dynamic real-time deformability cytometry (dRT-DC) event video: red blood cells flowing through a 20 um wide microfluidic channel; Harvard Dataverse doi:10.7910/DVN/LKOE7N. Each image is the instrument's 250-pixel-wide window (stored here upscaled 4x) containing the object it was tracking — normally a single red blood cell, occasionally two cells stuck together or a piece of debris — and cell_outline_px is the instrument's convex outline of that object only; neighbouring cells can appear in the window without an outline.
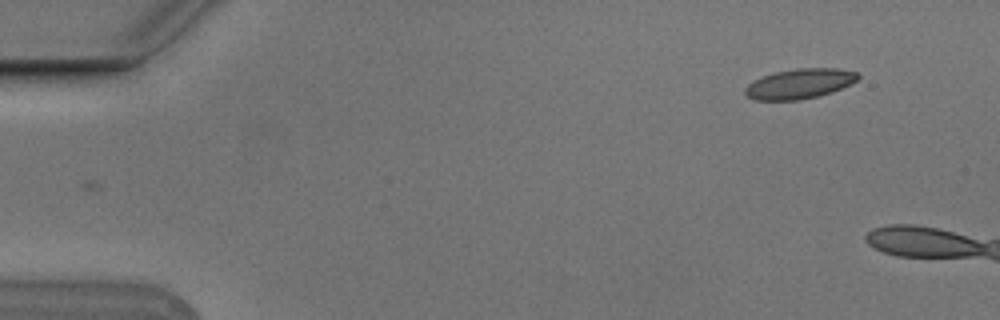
{"species": "Egyptian fruit bat (a non-hibernating species)", "species_latin": "Rousettus aegyptiacus", "temperature_condition": "cold", "stored_images_in_passage": 3, "camera_frame_rate_fps": 3000, "um_per_image_px": 0.085, "animal": {"sex": "male"}, "frame": {"image": 1, "passage_image": 3, "time_ms": 0.667, "image_size_px": [1000, 320], "cell_outline_px": [[860, 76], [852, 84], [832, 92], [800, 100], [756, 100], [748, 96], [744, 92], [744, 88], [752, 80], [776, 72], [796, 68], [836, 68], [856, 72]], "centroid_in_image_um": [67.96, 7.11], "position_along_channel_um": 17.0, "area_um2": 19.65}}